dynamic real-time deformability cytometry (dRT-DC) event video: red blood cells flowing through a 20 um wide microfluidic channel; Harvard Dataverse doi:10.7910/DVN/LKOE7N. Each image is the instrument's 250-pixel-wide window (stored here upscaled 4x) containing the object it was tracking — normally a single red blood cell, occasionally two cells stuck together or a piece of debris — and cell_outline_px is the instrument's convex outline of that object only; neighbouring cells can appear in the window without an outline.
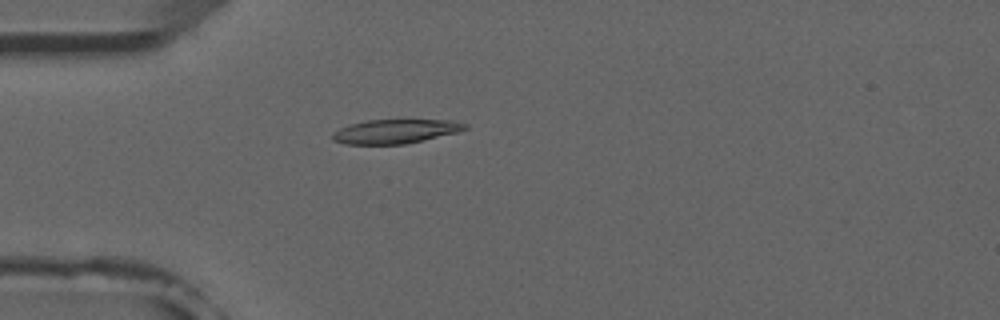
{"species": "common noctule bat (a hibernating species)", "species_latin": "Nyctalus noctula", "temperature_condition": "room temperature", "stored_images_in_passage": 3, "camera_frame_rate_fps": 3000, "um_per_image_px": 0.085, "animal": {"sex": "male", "forearm_length_mm": 52.5}, "frame": {"image": 1, "passage_image": 3, "time_ms": 2.0, "image_size_px": [1000, 320], "cell_outline_px": [[468, 128], [460, 132], [424, 140], [404, 144], [344, 144], [332, 140], [332, 132], [348, 124], [368, 120], [452, 120], [468, 124]], "centroid_in_image_um": [33.62, 11.16], "position_along_channel_um": 51.4, "area_um2": 18.79}}